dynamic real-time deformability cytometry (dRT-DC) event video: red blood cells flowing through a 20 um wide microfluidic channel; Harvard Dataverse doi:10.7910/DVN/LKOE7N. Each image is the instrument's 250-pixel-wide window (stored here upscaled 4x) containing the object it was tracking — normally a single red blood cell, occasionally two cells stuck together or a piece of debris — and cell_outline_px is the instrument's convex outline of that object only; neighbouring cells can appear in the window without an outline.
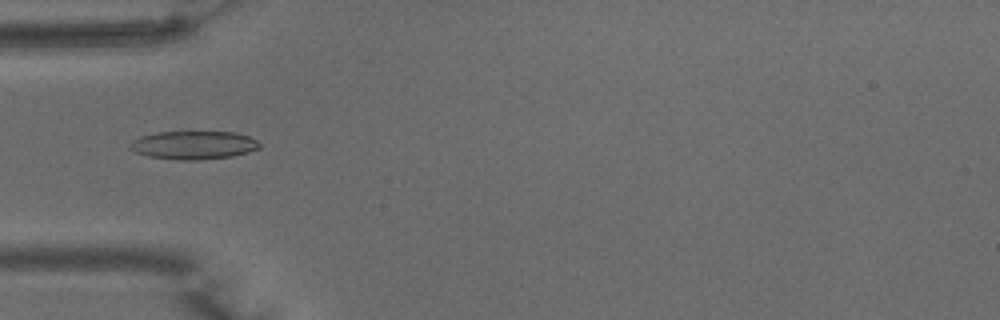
{"species": "common noctule bat (a hibernating species)", "species_latin": "Nyctalus noctula", "temperature_condition": "warm", "stored_images_in_passage": 41, "camera_frame_rate_fps": 3000, "um_per_image_px": 0.085, "animal": {"sex": "male", "body_mass_g": 15.6}, "frame": {"image": 1, "passage_image": 7, "time_ms": 2.0, "image_size_px": [1000, 320], "cell_outline_px": [[260, 148], [248, 152], [232, 156], [200, 160], [180, 160], [148, 156], [136, 152], [128, 148], [128, 144], [132, 140], [140, 136], [156, 132], [180, 128], [236, 132], [248, 136], [256, 140], [260, 144]], "centroid_in_image_um": [16.42, 12.27], "position_along_channel_um": 68.6, "area_um2": 22.6}}
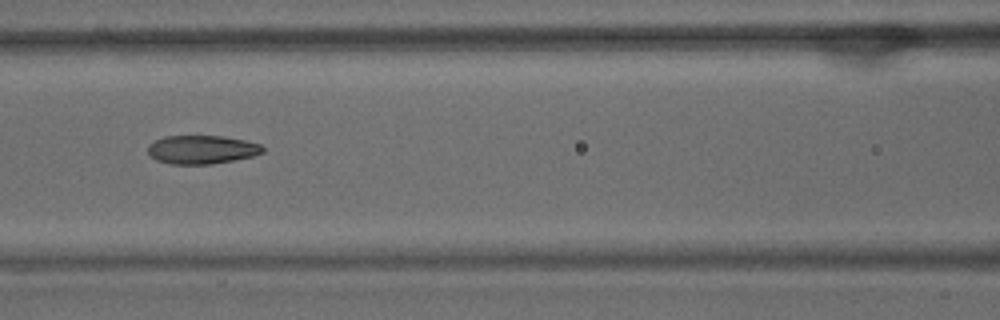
{"frame": {"image": 2, "passage_image": 13, "time_ms": 4.0, "image_size_px": [1000, 320], "cell_outline_px": [[264, 152], [252, 156], [212, 164], [168, 164], [156, 160], [148, 152], [148, 144], [164, 136], [220, 136], [244, 140], [260, 144], [264, 148]], "centroid_in_image_um": [17.13, 12.72], "position_along_channel_um": 149.5, "area_um2": 19.02}}
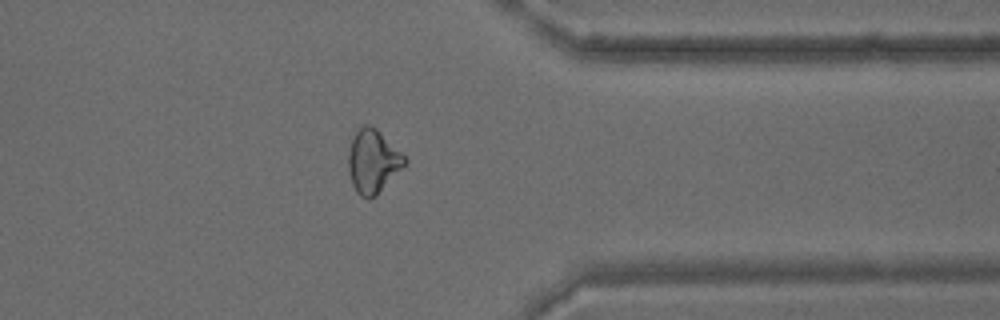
{"frame": {"image": 3, "passage_image": 31, "time_ms": 10.0, "image_size_px": [1000, 320], "cell_outline_px": [[408, 160], [376, 196], [368, 200], [360, 196], [356, 192], [352, 184], [348, 172], [348, 156], [352, 136], [364, 124], [368, 124], [376, 128]], "centroid_in_image_um": [31.65, 13.73], "position_along_channel_um": 379.7, "area_um2": 20.58}, "authors_computed_cell_mechanics": {"area_um2": 20.3456, "velocity_mm_per_s": 3.9958, "shape_relaxation_time_tau1_ms": null, "shape_relaxation_time_tau2_ms": 1.5416, "deformation_change_tau1": null, "deformation_change_tau2": 0.0763}}